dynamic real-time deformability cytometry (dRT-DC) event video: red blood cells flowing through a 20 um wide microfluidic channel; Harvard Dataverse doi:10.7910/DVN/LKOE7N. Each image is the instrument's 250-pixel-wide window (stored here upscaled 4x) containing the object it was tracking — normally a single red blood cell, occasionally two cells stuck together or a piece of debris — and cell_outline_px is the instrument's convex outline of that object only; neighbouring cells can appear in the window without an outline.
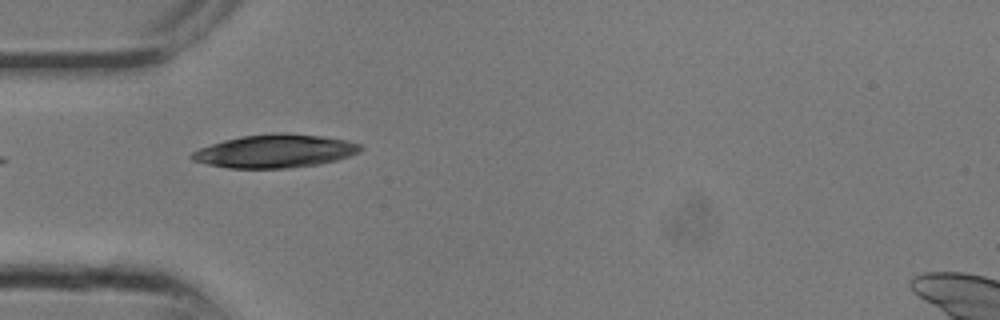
{"species": "common noctule bat (a hibernating species)", "species_latin": "Nyctalus noctula", "temperature_condition": "room temperature", "stored_images_in_passage": 4, "camera_frame_rate_fps": 3000, "um_per_image_px": 0.085, "animal": {"sex": "male", "body_mass_g": 13.3}, "frame": {"image": 1, "passage_image": 1, "time_ms": 0.0, "image_size_px": [1000, 320], "cell_outline_px": [[364, 148], [360, 152], [336, 160], [320, 164], [288, 168], [228, 168], [208, 164], [192, 160], [188, 156], [192, 152], [200, 148], [224, 140], [240, 136], [272, 132], [284, 132], [324, 136], [348, 140], [364, 144]], "centroid_in_image_um": [23.43, 12.83], "position_along_channel_um": 61.6, "area_um2": 33.06}}
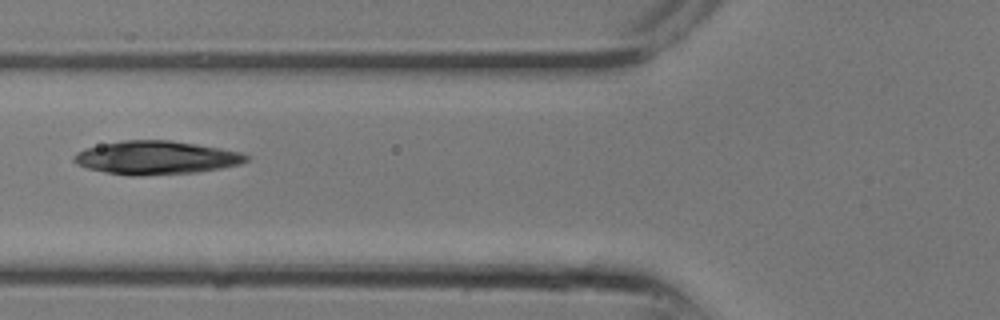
{"frame": {"image": 2, "passage_image": 3, "time_ms": 0.667, "image_size_px": [1000, 320], "cell_outline_px": [[252, 156], [248, 160], [240, 164], [220, 168], [196, 172], [144, 176], [128, 176], [104, 172], [88, 168], [76, 164], [72, 160], [72, 156], [76, 152], [84, 148], [124, 140], [168, 140], [196, 144], [220, 148], [240, 152]], "centroid_in_image_um": [13.25, 13.41], "position_along_channel_um": 112.6, "area_um2": 33.7}}